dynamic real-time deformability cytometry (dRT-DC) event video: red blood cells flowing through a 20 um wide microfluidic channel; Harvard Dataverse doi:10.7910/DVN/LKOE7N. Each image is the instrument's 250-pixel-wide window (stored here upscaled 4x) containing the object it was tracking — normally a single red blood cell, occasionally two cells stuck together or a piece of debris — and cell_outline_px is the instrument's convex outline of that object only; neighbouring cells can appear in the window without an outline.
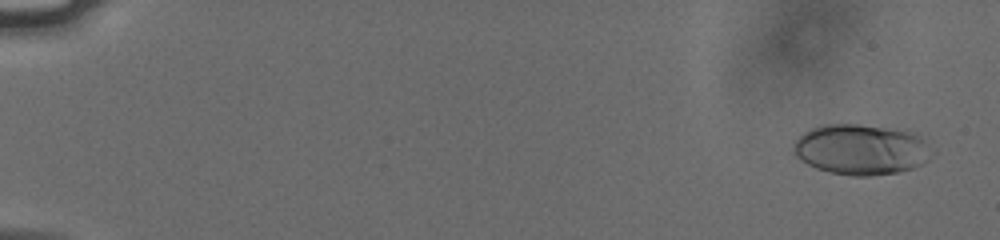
{"species": "human", "species_latin": "Homo sapiens", "temperature_condition": "cold", "stored_images_in_passage": 53, "camera_frame_rate_fps": 3000, "um_per_image_px": 0.085, "donor": {"sex": "male"}, "frame": {"image": 1, "passage_image": 3, "time_ms": 0.667, "image_size_px": [1000, 240], "cell_outline_px": [[920, 164], [912, 168], [896, 172], [868, 176], [852, 176], [828, 172], [816, 168], [808, 164], [796, 156], [792, 152], [792, 148], [796, 140], [804, 132], [812, 128], [824, 124], [856, 124], [884, 128], [908, 132], [920, 136]], "centroid_in_image_um": [72.94, 12.71], "position_along_channel_um": 12.1, "area_um2": 38.84}}
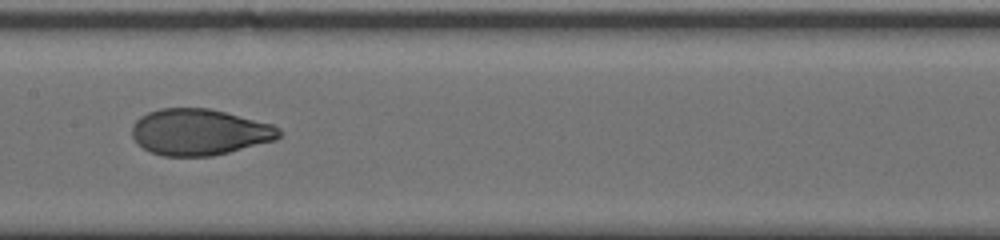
{"frame": {"image": 2, "passage_image": 31, "time_ms": 10.0, "image_size_px": [1000, 240], "cell_outline_px": [[284, 132], [276, 140], [212, 156], [164, 156], [152, 152], [144, 148], [132, 136], [132, 124], [140, 116], [148, 112], [160, 108], [208, 108], [272, 124], [280, 128]], "centroid_in_image_um": [16.96, 11.22], "position_along_channel_um": 190.4, "area_um2": 39.54}}
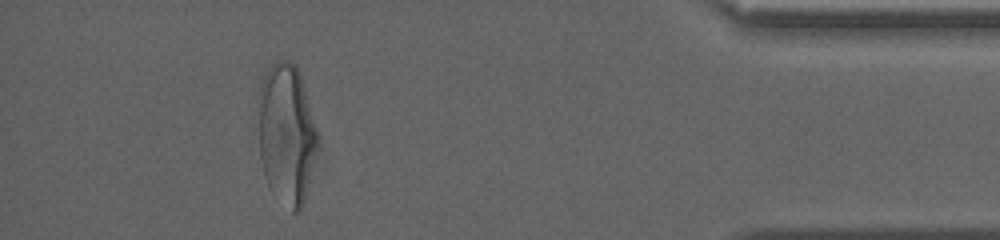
{"frame": {"image": 3, "passage_image": 52, "time_ms": 17.0, "image_size_px": [1000, 240], "cell_outline_px": [[320, 136], [304, 200], [300, 212], [292, 212], [268, 188], [260, 156], [260, 84], [268, 68], [276, 60], [288, 60], [296, 64], [300, 72], [320, 132]], "centroid_in_image_um": [24.4, 11.35], "position_along_channel_um": 410.8, "area_um2": 48.67}, "authors_computed_cell_mechanics": {"area_um2": 39.882, "velocity_mm_per_s": 3.7783, "shape_relaxation_time_tau1_ms": 4.785, "shape_relaxation_time_tau2_ms": 0.8712, "deformation_change_tau1": 0.1861, "deformation_change_tau2": 0.0537}}